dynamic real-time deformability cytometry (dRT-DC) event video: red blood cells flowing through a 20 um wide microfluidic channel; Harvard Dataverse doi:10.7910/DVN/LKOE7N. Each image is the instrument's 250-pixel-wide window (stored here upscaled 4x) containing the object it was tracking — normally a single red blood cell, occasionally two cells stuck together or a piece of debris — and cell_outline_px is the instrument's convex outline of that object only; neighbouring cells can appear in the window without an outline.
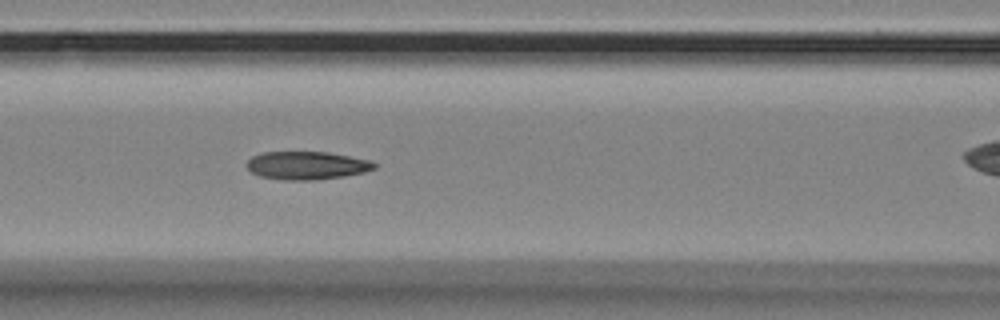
{"species": "Egyptian fruit bat (a non-hibernating species)", "species_latin": "Rousettus aegyptiacus", "temperature_condition": "room temperature", "stored_images_in_passage": 7, "segment_of_instrument_passage": [1, 2], "camera_frame_rate_fps": 3000, "um_per_image_px": 0.085, "animal": {"sex": "female"}, "frame": {"image": 1, "passage_image": 6, "time_ms": 5.667, "image_size_px": [1000, 320], "cell_outline_px": [[376, 168], [364, 172], [344, 176], [316, 180], [284, 180], [260, 176], [252, 172], [244, 164], [252, 156], [264, 152], [328, 152], [368, 160], [376, 164]], "centroid_in_image_um": [26.05, 14.07], "position_along_channel_um": 140.6, "area_um2": 20.81}}